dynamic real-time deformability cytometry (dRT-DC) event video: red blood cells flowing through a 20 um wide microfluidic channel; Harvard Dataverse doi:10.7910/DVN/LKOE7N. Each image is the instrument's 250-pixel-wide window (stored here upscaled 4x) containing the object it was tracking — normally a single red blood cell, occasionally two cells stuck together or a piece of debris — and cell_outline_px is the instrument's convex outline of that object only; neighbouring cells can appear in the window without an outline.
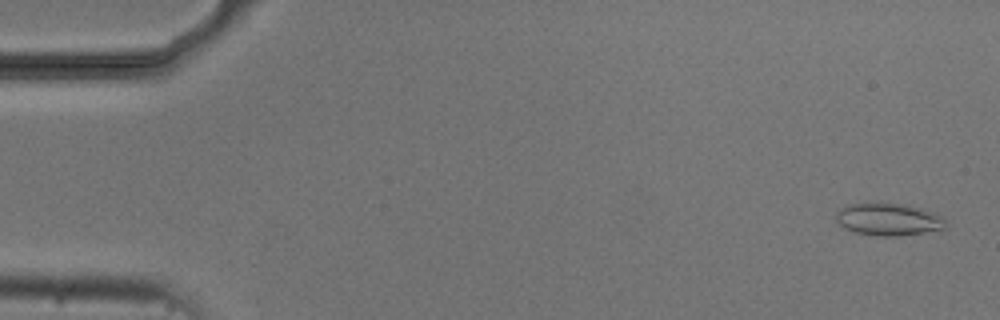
{"species": "common noctule bat (a hibernating species)", "species_latin": "Nyctalus noctula", "temperature_condition": "cold", "stored_images_in_passage": 5, "camera_frame_rate_fps": 3000, "um_per_image_px": 0.085, "animal": {"sex": "male", "body_mass_g": 20.5, "forearm_length_mm": 52.5}, "frame": {"image": 1, "passage_image": 1, "time_ms": 0.0, "image_size_px": [1000, 320], "cell_outline_px": [[948, 228], [900, 236], [876, 236], [856, 232], [844, 228], [836, 220], [836, 212], [840, 208], [848, 204], [880, 200], [908, 204], [944, 216], [948, 224]], "centroid_in_image_um": [75.53, 18.6], "position_along_channel_um": 9.5, "area_um2": 21.56}}